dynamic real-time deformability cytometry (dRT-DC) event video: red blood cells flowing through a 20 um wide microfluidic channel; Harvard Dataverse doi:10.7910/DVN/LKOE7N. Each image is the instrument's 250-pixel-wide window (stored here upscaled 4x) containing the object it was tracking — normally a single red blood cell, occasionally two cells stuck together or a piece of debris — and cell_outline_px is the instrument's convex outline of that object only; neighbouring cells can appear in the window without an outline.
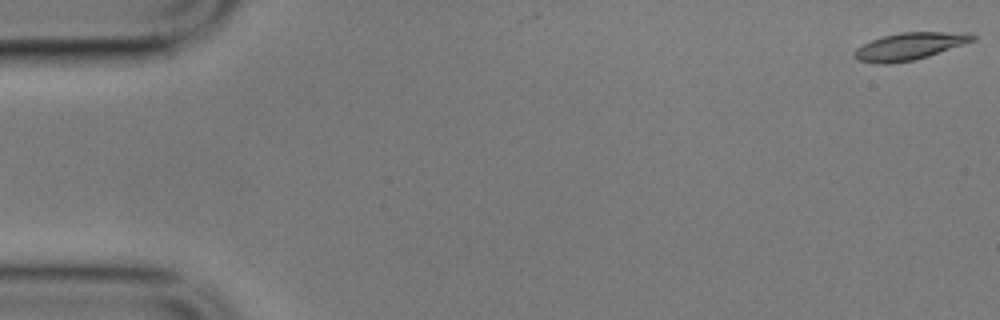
{"species": "common noctule bat (a hibernating species)", "species_latin": "Nyctalus noctula", "temperature_condition": "cold", "stored_images_in_passage": 3, "camera_frame_rate_fps": 3000, "um_per_image_px": 0.085, "animal": {"sex": "male", "body_mass_g": 17.9}, "frame": {"image": 1, "passage_image": 1, "time_ms": 0.0, "image_size_px": [1000, 320], "cell_outline_px": [[976, 40], [916, 60], [888, 64], [876, 64], [860, 60], [852, 56], [852, 52], [856, 48], [872, 40], [884, 36], [900, 32], [944, 32], [976, 36]], "centroid_in_image_um": [77.23, 3.96], "position_along_channel_um": 7.8, "area_um2": 18.5}}